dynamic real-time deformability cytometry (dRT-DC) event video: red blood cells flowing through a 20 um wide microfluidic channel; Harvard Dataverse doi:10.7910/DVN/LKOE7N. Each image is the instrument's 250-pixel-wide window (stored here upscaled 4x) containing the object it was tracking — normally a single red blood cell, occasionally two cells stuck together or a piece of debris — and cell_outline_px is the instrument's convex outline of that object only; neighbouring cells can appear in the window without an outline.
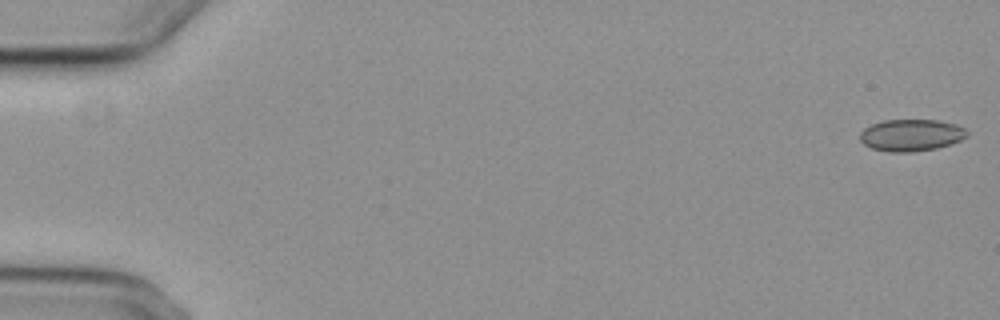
{"species": "common noctule bat (a hibernating species)", "species_latin": "Nyctalus noctula", "temperature_condition": "cold", "stored_images_in_passage": 7, "camera_frame_rate_fps": 3000, "um_per_image_px": 0.085, "animal": {"sex": "female", "body_mass_g": 29.2, "forearm_length_mm": 56.3}, "frame": {"image": 1, "passage_image": 1, "time_ms": 0.0, "image_size_px": [1000, 320], "cell_outline_px": [[968, 136], [960, 140], [936, 148], [912, 152], [888, 152], [872, 148], [864, 144], [860, 140], [860, 132], [864, 128], [872, 124], [884, 120], [940, 120], [956, 124], [964, 128], [968, 132]], "centroid_in_image_um": [77.44, 11.48], "position_along_channel_um": 7.6, "area_um2": 19.88}}
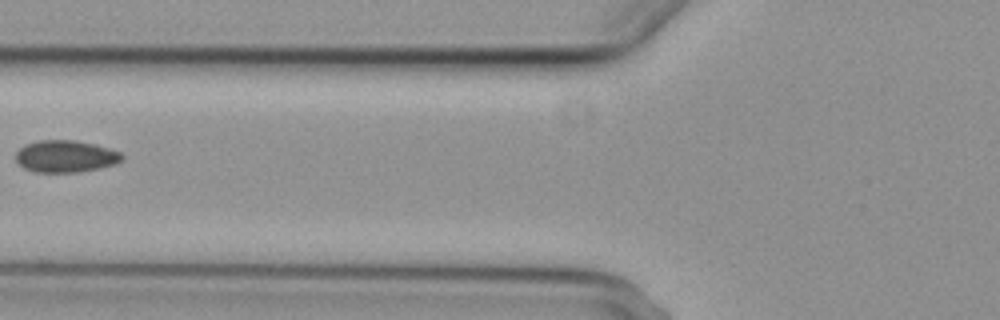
{"frame": {"image": 2, "passage_image": 7, "time_ms": 7.333, "image_size_px": [1000, 320], "cell_outline_px": [[124, 160], [116, 164], [100, 168], [80, 172], [36, 172], [24, 168], [16, 160], [16, 152], [24, 144], [36, 140], [72, 140], [96, 144], [120, 152], [124, 156]], "centroid_in_image_um": [5.59, 13.28], "position_along_channel_um": 120.2, "area_um2": 20.0}}